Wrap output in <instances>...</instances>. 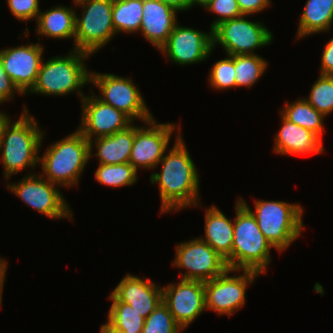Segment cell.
Here are the masks:
<instances>
[{"label":"cell","instance_id":"20","mask_svg":"<svg viewBox=\"0 0 333 333\" xmlns=\"http://www.w3.org/2000/svg\"><path fill=\"white\" fill-rule=\"evenodd\" d=\"M282 125L274 139V153L306 155L325 152L323 142L311 131L298 126L281 115Z\"/></svg>","mask_w":333,"mask_h":333},{"label":"cell","instance_id":"5","mask_svg":"<svg viewBox=\"0 0 333 333\" xmlns=\"http://www.w3.org/2000/svg\"><path fill=\"white\" fill-rule=\"evenodd\" d=\"M238 199L255 217L265 238L280 253L301 236L304 209L300 204L255 199L253 211L244 199Z\"/></svg>","mask_w":333,"mask_h":333},{"label":"cell","instance_id":"1","mask_svg":"<svg viewBox=\"0 0 333 333\" xmlns=\"http://www.w3.org/2000/svg\"><path fill=\"white\" fill-rule=\"evenodd\" d=\"M176 131L173 148L164 153L159 161L162 164L160 173H151V184H159L161 200L160 212H177L186 207L200 206L199 174L195 163L182 138L180 125ZM174 210V211H173Z\"/></svg>","mask_w":333,"mask_h":333},{"label":"cell","instance_id":"12","mask_svg":"<svg viewBox=\"0 0 333 333\" xmlns=\"http://www.w3.org/2000/svg\"><path fill=\"white\" fill-rule=\"evenodd\" d=\"M175 249L173 266L186 271L180 274L182 280L206 282L229 269L226 260L200 237L178 243Z\"/></svg>","mask_w":333,"mask_h":333},{"label":"cell","instance_id":"35","mask_svg":"<svg viewBox=\"0 0 333 333\" xmlns=\"http://www.w3.org/2000/svg\"><path fill=\"white\" fill-rule=\"evenodd\" d=\"M15 92L24 95L6 73L0 58V104L12 100Z\"/></svg>","mask_w":333,"mask_h":333},{"label":"cell","instance_id":"29","mask_svg":"<svg viewBox=\"0 0 333 333\" xmlns=\"http://www.w3.org/2000/svg\"><path fill=\"white\" fill-rule=\"evenodd\" d=\"M137 172L130 163L99 164L95 179L105 186H132L138 180Z\"/></svg>","mask_w":333,"mask_h":333},{"label":"cell","instance_id":"42","mask_svg":"<svg viewBox=\"0 0 333 333\" xmlns=\"http://www.w3.org/2000/svg\"><path fill=\"white\" fill-rule=\"evenodd\" d=\"M8 115L3 113V111L0 112V131L2 126V121L7 117Z\"/></svg>","mask_w":333,"mask_h":333},{"label":"cell","instance_id":"21","mask_svg":"<svg viewBox=\"0 0 333 333\" xmlns=\"http://www.w3.org/2000/svg\"><path fill=\"white\" fill-rule=\"evenodd\" d=\"M205 236L203 238L232 269L233 221L216 206L212 205L205 211Z\"/></svg>","mask_w":333,"mask_h":333},{"label":"cell","instance_id":"37","mask_svg":"<svg viewBox=\"0 0 333 333\" xmlns=\"http://www.w3.org/2000/svg\"><path fill=\"white\" fill-rule=\"evenodd\" d=\"M321 56L320 75L333 76V38H330L328 43L325 44Z\"/></svg>","mask_w":333,"mask_h":333},{"label":"cell","instance_id":"24","mask_svg":"<svg viewBox=\"0 0 333 333\" xmlns=\"http://www.w3.org/2000/svg\"><path fill=\"white\" fill-rule=\"evenodd\" d=\"M297 30V38L328 32L333 23V0H307Z\"/></svg>","mask_w":333,"mask_h":333},{"label":"cell","instance_id":"23","mask_svg":"<svg viewBox=\"0 0 333 333\" xmlns=\"http://www.w3.org/2000/svg\"><path fill=\"white\" fill-rule=\"evenodd\" d=\"M74 9L60 5L45 12L40 11L36 20V33L54 39H74L76 17Z\"/></svg>","mask_w":333,"mask_h":333},{"label":"cell","instance_id":"26","mask_svg":"<svg viewBox=\"0 0 333 333\" xmlns=\"http://www.w3.org/2000/svg\"><path fill=\"white\" fill-rule=\"evenodd\" d=\"M143 0H113L112 19L115 33L140 31Z\"/></svg>","mask_w":333,"mask_h":333},{"label":"cell","instance_id":"3","mask_svg":"<svg viewBox=\"0 0 333 333\" xmlns=\"http://www.w3.org/2000/svg\"><path fill=\"white\" fill-rule=\"evenodd\" d=\"M90 56L87 52L72 49L67 56L52 57L45 63L42 60L36 83L27 95L63 96L77 91L82 100L86 96L82 89L90 83V70L84 61Z\"/></svg>","mask_w":333,"mask_h":333},{"label":"cell","instance_id":"11","mask_svg":"<svg viewBox=\"0 0 333 333\" xmlns=\"http://www.w3.org/2000/svg\"><path fill=\"white\" fill-rule=\"evenodd\" d=\"M241 270L227 269L222 275L204 282L206 310L232 316L245 305L247 287L253 284L259 272L242 270L238 276L228 274Z\"/></svg>","mask_w":333,"mask_h":333},{"label":"cell","instance_id":"40","mask_svg":"<svg viewBox=\"0 0 333 333\" xmlns=\"http://www.w3.org/2000/svg\"><path fill=\"white\" fill-rule=\"evenodd\" d=\"M100 333H123L111 327L108 323H104L100 327Z\"/></svg>","mask_w":333,"mask_h":333},{"label":"cell","instance_id":"8","mask_svg":"<svg viewBox=\"0 0 333 333\" xmlns=\"http://www.w3.org/2000/svg\"><path fill=\"white\" fill-rule=\"evenodd\" d=\"M246 16L249 15L223 21L212 29L213 50L220 44L230 56L255 54L257 48L272 43L271 31L260 21L245 19Z\"/></svg>","mask_w":333,"mask_h":333},{"label":"cell","instance_id":"27","mask_svg":"<svg viewBox=\"0 0 333 333\" xmlns=\"http://www.w3.org/2000/svg\"><path fill=\"white\" fill-rule=\"evenodd\" d=\"M109 295L112 304L107 315V323L123 333H141L145 318L131 305L118 301L112 294Z\"/></svg>","mask_w":333,"mask_h":333},{"label":"cell","instance_id":"16","mask_svg":"<svg viewBox=\"0 0 333 333\" xmlns=\"http://www.w3.org/2000/svg\"><path fill=\"white\" fill-rule=\"evenodd\" d=\"M158 51L180 66L205 61L213 51L212 30L204 33L177 23Z\"/></svg>","mask_w":333,"mask_h":333},{"label":"cell","instance_id":"33","mask_svg":"<svg viewBox=\"0 0 333 333\" xmlns=\"http://www.w3.org/2000/svg\"><path fill=\"white\" fill-rule=\"evenodd\" d=\"M204 8L218 15V18L211 22L210 30L223 21L243 15L236 0H211Z\"/></svg>","mask_w":333,"mask_h":333},{"label":"cell","instance_id":"17","mask_svg":"<svg viewBox=\"0 0 333 333\" xmlns=\"http://www.w3.org/2000/svg\"><path fill=\"white\" fill-rule=\"evenodd\" d=\"M28 45L0 50V58L6 73L18 89L26 95L34 86L43 60L44 46Z\"/></svg>","mask_w":333,"mask_h":333},{"label":"cell","instance_id":"19","mask_svg":"<svg viewBox=\"0 0 333 333\" xmlns=\"http://www.w3.org/2000/svg\"><path fill=\"white\" fill-rule=\"evenodd\" d=\"M140 31L158 50L167 42L177 24V10L159 0H143Z\"/></svg>","mask_w":333,"mask_h":333},{"label":"cell","instance_id":"39","mask_svg":"<svg viewBox=\"0 0 333 333\" xmlns=\"http://www.w3.org/2000/svg\"><path fill=\"white\" fill-rule=\"evenodd\" d=\"M8 262L0 257V305L2 304V292H3V286H4V280H5V275L7 271Z\"/></svg>","mask_w":333,"mask_h":333},{"label":"cell","instance_id":"28","mask_svg":"<svg viewBox=\"0 0 333 333\" xmlns=\"http://www.w3.org/2000/svg\"><path fill=\"white\" fill-rule=\"evenodd\" d=\"M268 61L258 54L235 55L236 88L252 87L264 74Z\"/></svg>","mask_w":333,"mask_h":333},{"label":"cell","instance_id":"6","mask_svg":"<svg viewBox=\"0 0 333 333\" xmlns=\"http://www.w3.org/2000/svg\"><path fill=\"white\" fill-rule=\"evenodd\" d=\"M233 220L232 269L267 273L271 263L270 249L252 213L237 199Z\"/></svg>","mask_w":333,"mask_h":333},{"label":"cell","instance_id":"36","mask_svg":"<svg viewBox=\"0 0 333 333\" xmlns=\"http://www.w3.org/2000/svg\"><path fill=\"white\" fill-rule=\"evenodd\" d=\"M243 15L261 13L271 5V0H236Z\"/></svg>","mask_w":333,"mask_h":333},{"label":"cell","instance_id":"30","mask_svg":"<svg viewBox=\"0 0 333 333\" xmlns=\"http://www.w3.org/2000/svg\"><path fill=\"white\" fill-rule=\"evenodd\" d=\"M304 99L325 117L333 112V76L319 75Z\"/></svg>","mask_w":333,"mask_h":333},{"label":"cell","instance_id":"4","mask_svg":"<svg viewBox=\"0 0 333 333\" xmlns=\"http://www.w3.org/2000/svg\"><path fill=\"white\" fill-rule=\"evenodd\" d=\"M89 146V141L78 129L51 144L43 156L39 157V164L43 169L41 175L58 186H77L90 160Z\"/></svg>","mask_w":333,"mask_h":333},{"label":"cell","instance_id":"10","mask_svg":"<svg viewBox=\"0 0 333 333\" xmlns=\"http://www.w3.org/2000/svg\"><path fill=\"white\" fill-rule=\"evenodd\" d=\"M6 187L29 207L50 219H73L69 204L58 190L59 186L45 179L41 173L25 174L19 182L9 183Z\"/></svg>","mask_w":333,"mask_h":333},{"label":"cell","instance_id":"32","mask_svg":"<svg viewBox=\"0 0 333 333\" xmlns=\"http://www.w3.org/2000/svg\"><path fill=\"white\" fill-rule=\"evenodd\" d=\"M209 83L215 90L236 88L235 81V55H227L213 64L209 74Z\"/></svg>","mask_w":333,"mask_h":333},{"label":"cell","instance_id":"38","mask_svg":"<svg viewBox=\"0 0 333 333\" xmlns=\"http://www.w3.org/2000/svg\"><path fill=\"white\" fill-rule=\"evenodd\" d=\"M179 11H187L190 9V0H159Z\"/></svg>","mask_w":333,"mask_h":333},{"label":"cell","instance_id":"25","mask_svg":"<svg viewBox=\"0 0 333 333\" xmlns=\"http://www.w3.org/2000/svg\"><path fill=\"white\" fill-rule=\"evenodd\" d=\"M285 103L279 111L280 114L286 120L311 131L322 141L321 136L324 134L323 120L325 116L310 105L304 97L295 102Z\"/></svg>","mask_w":333,"mask_h":333},{"label":"cell","instance_id":"13","mask_svg":"<svg viewBox=\"0 0 333 333\" xmlns=\"http://www.w3.org/2000/svg\"><path fill=\"white\" fill-rule=\"evenodd\" d=\"M147 125V128H146ZM145 127L135 125V136L132 144L129 163L138 171L156 169L172 138L177 125L158 123L154 117L144 122Z\"/></svg>","mask_w":333,"mask_h":333},{"label":"cell","instance_id":"2","mask_svg":"<svg viewBox=\"0 0 333 333\" xmlns=\"http://www.w3.org/2000/svg\"><path fill=\"white\" fill-rule=\"evenodd\" d=\"M12 121L7 116L2 121L0 131V159L4 169L3 177L8 180L25 168L34 169L39 165V150L45 133L26 106L19 119Z\"/></svg>","mask_w":333,"mask_h":333},{"label":"cell","instance_id":"18","mask_svg":"<svg viewBox=\"0 0 333 333\" xmlns=\"http://www.w3.org/2000/svg\"><path fill=\"white\" fill-rule=\"evenodd\" d=\"M111 294L118 301L131 305L145 319L162 302V286H158L150 278L141 279L128 273Z\"/></svg>","mask_w":333,"mask_h":333},{"label":"cell","instance_id":"15","mask_svg":"<svg viewBox=\"0 0 333 333\" xmlns=\"http://www.w3.org/2000/svg\"><path fill=\"white\" fill-rule=\"evenodd\" d=\"M81 103V123L77 129L88 141L93 137L112 135L134 123L123 111L104 103L94 93L86 95Z\"/></svg>","mask_w":333,"mask_h":333},{"label":"cell","instance_id":"9","mask_svg":"<svg viewBox=\"0 0 333 333\" xmlns=\"http://www.w3.org/2000/svg\"><path fill=\"white\" fill-rule=\"evenodd\" d=\"M133 82L131 78L110 73H95L90 70V84L100 90V96L97 97L101 101L123 111L133 121L136 119L148 121L153 116L140 90Z\"/></svg>","mask_w":333,"mask_h":333},{"label":"cell","instance_id":"41","mask_svg":"<svg viewBox=\"0 0 333 333\" xmlns=\"http://www.w3.org/2000/svg\"><path fill=\"white\" fill-rule=\"evenodd\" d=\"M211 0H190V9L194 6V5H199L202 6L203 8L210 2Z\"/></svg>","mask_w":333,"mask_h":333},{"label":"cell","instance_id":"7","mask_svg":"<svg viewBox=\"0 0 333 333\" xmlns=\"http://www.w3.org/2000/svg\"><path fill=\"white\" fill-rule=\"evenodd\" d=\"M82 13L75 17V50L94 54L116 35L113 27V0H75Z\"/></svg>","mask_w":333,"mask_h":333},{"label":"cell","instance_id":"14","mask_svg":"<svg viewBox=\"0 0 333 333\" xmlns=\"http://www.w3.org/2000/svg\"><path fill=\"white\" fill-rule=\"evenodd\" d=\"M162 302L185 330L206 310L204 282L181 279L177 284L169 283L162 287Z\"/></svg>","mask_w":333,"mask_h":333},{"label":"cell","instance_id":"22","mask_svg":"<svg viewBox=\"0 0 333 333\" xmlns=\"http://www.w3.org/2000/svg\"><path fill=\"white\" fill-rule=\"evenodd\" d=\"M134 136L135 125L132 123L126 129L112 135L93 138L89 140L90 158L93 155L91 150L96 147L94 156L98 158V164L129 163Z\"/></svg>","mask_w":333,"mask_h":333},{"label":"cell","instance_id":"31","mask_svg":"<svg viewBox=\"0 0 333 333\" xmlns=\"http://www.w3.org/2000/svg\"><path fill=\"white\" fill-rule=\"evenodd\" d=\"M183 329L175 322L168 307L161 302L145 319L141 333H180Z\"/></svg>","mask_w":333,"mask_h":333},{"label":"cell","instance_id":"34","mask_svg":"<svg viewBox=\"0 0 333 333\" xmlns=\"http://www.w3.org/2000/svg\"><path fill=\"white\" fill-rule=\"evenodd\" d=\"M11 14L19 21L37 20L40 7L39 0H6Z\"/></svg>","mask_w":333,"mask_h":333}]
</instances>
